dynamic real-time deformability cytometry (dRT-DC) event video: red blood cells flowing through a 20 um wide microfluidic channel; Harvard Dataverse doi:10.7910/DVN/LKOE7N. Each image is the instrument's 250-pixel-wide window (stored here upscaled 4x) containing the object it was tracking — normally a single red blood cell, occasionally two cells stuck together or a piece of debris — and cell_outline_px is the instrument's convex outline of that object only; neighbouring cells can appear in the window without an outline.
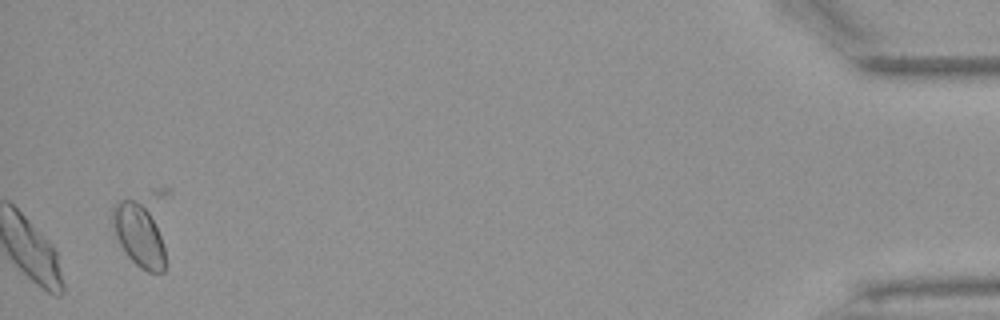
{"species": "Egyptian fruit bat (a non-hibernating species)", "species_latin": "Rousettus aegyptiacus", "temperature_condition": "warm", "stored_images_in_passage": 39, "camera_frame_rate_fps": 3000, "um_per_image_px": 0.085, "animal": {"sex": "female"}, "frame": {"image": 1, "passage_image": 39, "time_ms": 12.667, "image_size_px": [1000, 320], "cell_outline_px": [[164, 272], [148, 272], [140, 268], [124, 252], [112, 228], [112, 208], [120, 200], [144, 200], [160, 236], [164, 248]], "centroid_in_image_um": [11.77, 19.96], "position_along_channel_um": 423.4, "area_um2": 19.25}, "authors_computed_cell_mechanics": {"area_um2": 23.12, "velocity_mm_per_s": 3.8721, "shape_relaxation_time_tau1_ms": 9.1578, "shape_relaxation_time_tau2_ms": 4.7846, "deformation_change_tau1": 0.2216, "deformation_change_tau2": 0.1239}}